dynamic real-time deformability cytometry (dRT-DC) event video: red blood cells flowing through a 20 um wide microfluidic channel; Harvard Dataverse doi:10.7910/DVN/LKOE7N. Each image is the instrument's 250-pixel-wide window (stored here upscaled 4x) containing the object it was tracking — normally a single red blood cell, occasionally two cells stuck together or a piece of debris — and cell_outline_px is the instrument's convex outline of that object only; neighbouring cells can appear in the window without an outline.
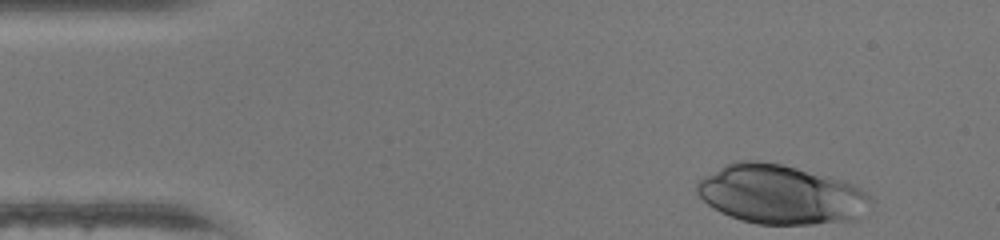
{"species": "human", "species_latin": "Homo sapiens", "temperature_condition": "warm", "stored_images_in_passage": 36, "camera_frame_rate_fps": 3000, "um_per_image_px": 0.085, "donor": {"sex": "female"}, "frame": {"image": 1, "passage_image": 1, "time_ms": 0.0, "image_size_px": [1000, 240], "cell_outline_px": [[872, 200], [856, 220], [812, 224], [756, 224], [740, 220], [728, 216], [720, 212], [708, 204], [696, 192], [696, 184], [704, 176], [724, 164], [736, 160], [756, 160], [780, 164], [844, 180], [860, 188]], "centroid_in_image_um": [66.32, 16.53], "position_along_channel_um": 18.7, "area_um2": 59.77}}
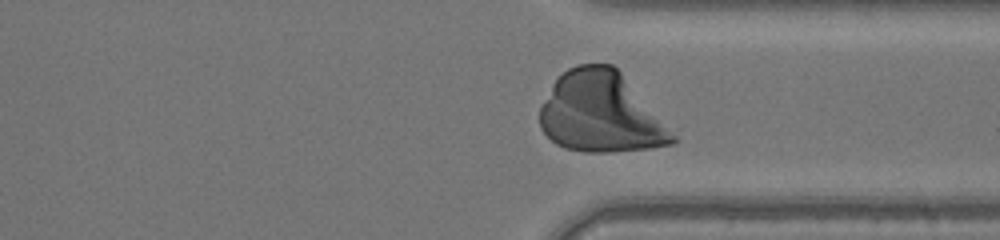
{"frame": {"image": 2, "passage_image": 31, "time_ms": 10.0, "image_size_px": [1000, 240], "cell_outline_px": [[676, 140], [672, 144], [652, 148], [608, 152], [584, 152], [564, 148], [556, 144], [540, 128], [540, 104], [552, 84], [568, 68], [576, 64], [612, 64], [620, 72], [676, 136]], "centroid_in_image_um": [51.02, 9.58], "position_along_channel_um": 360.4, "area_um2": 61.67}}